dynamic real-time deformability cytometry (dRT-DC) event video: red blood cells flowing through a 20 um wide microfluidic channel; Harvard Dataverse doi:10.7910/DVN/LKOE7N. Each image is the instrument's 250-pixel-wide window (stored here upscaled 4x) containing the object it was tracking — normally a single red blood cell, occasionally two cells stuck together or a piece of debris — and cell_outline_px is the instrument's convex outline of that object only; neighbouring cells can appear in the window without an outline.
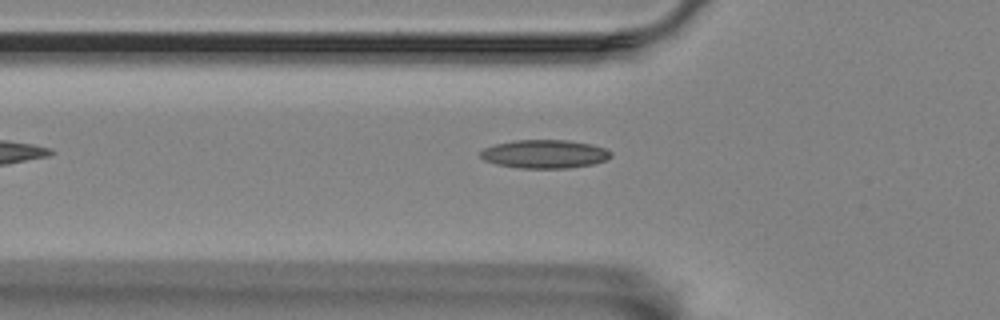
{"species": "Egyptian fruit bat (a non-hibernating species)", "species_latin": "Rousettus aegyptiacus", "temperature_condition": "room temperature", "stored_images_in_passage": 37, "camera_frame_rate_fps": 3000, "um_per_image_px": 0.085, "animal": {"sex": "female"}, "frame": {"image": 1, "passage_image": 3, "time_ms": 0.667, "image_size_px": [1000, 320], "cell_outline_px": [[612, 156], [604, 160], [592, 164], [568, 168], [520, 168], [496, 164], [484, 160], [480, 156], [480, 152], [484, 148], [496, 144], [516, 140], [568, 140], [592, 144], [604, 148], [612, 152]], "centroid_in_image_um": [46.29, 13.09], "position_along_channel_um": 79.5, "area_um2": 21.56}}
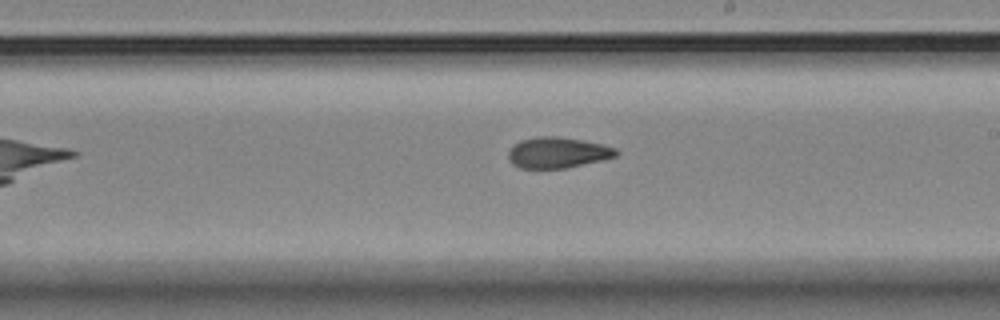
{"frame": {"image": 2, "passage_image": 17, "time_ms": 5.333, "image_size_px": [1000, 320], "cell_outline_px": [[620, 152], [616, 156], [600, 160], [564, 168], [520, 168], [512, 164], [508, 156], [508, 152], [520, 140], [536, 136], [556, 136], [580, 140], [600, 144], [616, 148]], "centroid_in_image_um": [47.38, 12.97], "position_along_channel_um": 241.6, "area_um2": 19.07}}
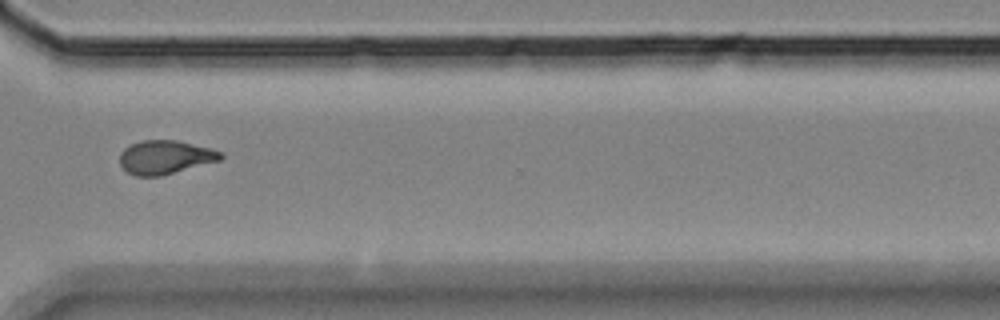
{"frame": {"image": 3, "passage_image": 27, "time_ms": 8.667, "image_size_px": [1000, 320], "cell_outline_px": [[224, 156], [220, 160], [160, 176], [136, 176], [128, 172], [120, 164], [120, 152], [124, 148], [140, 140], [176, 140], [212, 148], [224, 152]], "centroid_in_image_um": [14.06, 13.35], "position_along_channel_um": 356.5, "area_um2": 19.83}, "authors_computed_cell_mechanics": {"area_um2": 19.7098, "velocity_mm_per_s": 3.4496, "shape_relaxation_time_tau1_ms": 7.4979, "shape_relaxation_time_tau2_ms": 2.6674, "deformation_change_tau1": 0.1867, "deformation_change_tau2": 0.0913}}